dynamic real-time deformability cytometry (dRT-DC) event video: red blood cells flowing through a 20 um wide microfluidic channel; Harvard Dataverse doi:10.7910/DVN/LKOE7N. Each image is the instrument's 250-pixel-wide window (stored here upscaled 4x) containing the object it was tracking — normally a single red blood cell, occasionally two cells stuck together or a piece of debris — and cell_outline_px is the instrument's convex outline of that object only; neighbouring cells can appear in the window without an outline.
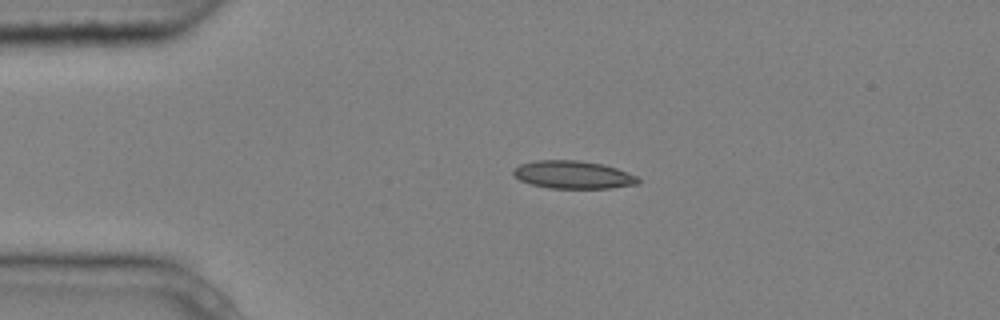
{"species": "common noctule bat (a hibernating species)", "species_latin": "Nyctalus noctula", "temperature_condition": "cold", "stored_images_in_passage": 3, "camera_frame_rate_fps": 3000, "um_per_image_px": 0.085, "animal": {"sex": "male", "body_mass_g": 20.4}, "frame": {"image": 1, "passage_image": 2, "time_ms": 0.333, "image_size_px": [1000, 320], "cell_outline_px": [[640, 184], [612, 188], [548, 188], [532, 184], [520, 180], [512, 172], [512, 168], [520, 164], [536, 160], [580, 160], [600, 164], [616, 168], [628, 172], [636, 176], [640, 180]], "centroid_in_image_um": [48.72, 14.85], "position_along_channel_um": 36.3, "area_um2": 20.29}}